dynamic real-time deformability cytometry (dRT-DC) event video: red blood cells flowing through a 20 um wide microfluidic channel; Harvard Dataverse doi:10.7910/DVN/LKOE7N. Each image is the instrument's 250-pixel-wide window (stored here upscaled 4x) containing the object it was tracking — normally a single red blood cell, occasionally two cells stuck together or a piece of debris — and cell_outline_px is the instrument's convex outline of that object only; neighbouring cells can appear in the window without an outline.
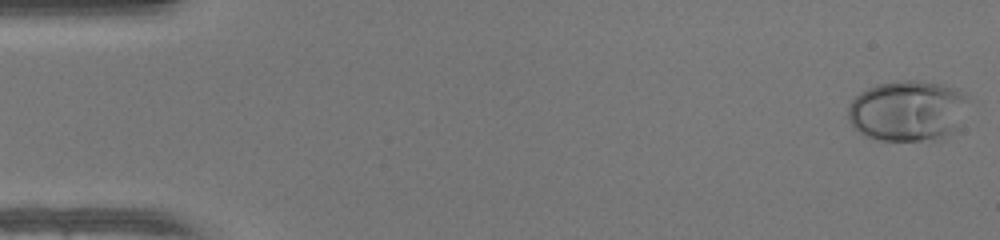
{"species": "human", "species_latin": "Homo sapiens", "temperature_condition": "warm", "stored_images_in_passage": 49, "camera_frame_rate_fps": 3000, "um_per_image_px": 0.085, "donor": {"sex": "female"}, "frame": {"image": 1, "passage_image": 1, "time_ms": 0.0, "image_size_px": [1000, 240], "cell_outline_px": [[968, 96], [956, 132], [940, 140], [876, 140], [864, 136], [848, 120], [848, 104], [860, 92], [876, 84], [900, 80], [916, 80], [940, 84], [956, 88]], "centroid_in_image_um": [77.13, 9.42], "position_along_channel_um": 7.9, "area_um2": 42.83}}
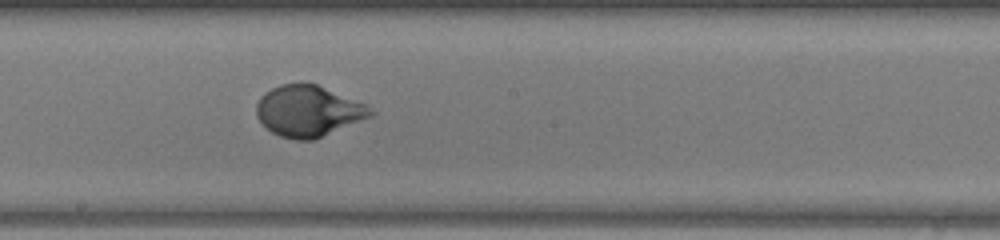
{"frame": {"image": 2, "passage_image": 27, "time_ms": 8.667, "image_size_px": [1000, 240], "cell_outline_px": [[376, 112], [372, 116], [312, 140], [296, 140], [280, 136], [272, 132], [256, 116], [256, 104], [260, 96], [272, 88], [280, 84], [300, 80], [304, 80], [316, 84], [364, 104]], "centroid_in_image_um": [26.16, 9.4], "position_along_channel_um": 222.0, "area_um2": 33.93}}
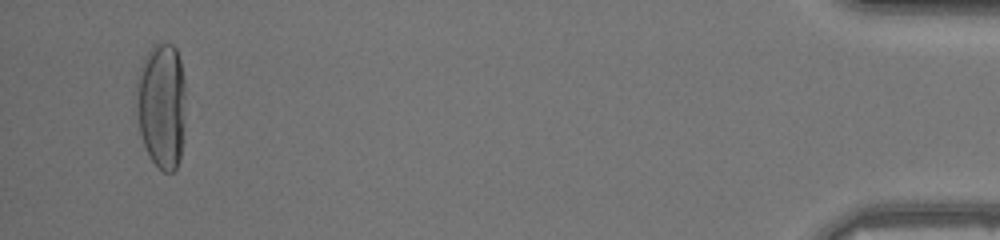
{"frame": {"image": 3, "passage_image": 47, "time_ms": 15.333, "image_size_px": [1000, 240], "cell_outline_px": [[184, 120], [180, 156], [176, 168], [172, 172], [164, 172], [152, 160], [144, 144], [140, 132], [136, 104], [136, 76], [148, 52], [160, 40], [172, 44], [176, 48], [180, 60], [184, 80]], "centroid_in_image_um": [13.73, 8.92], "position_along_channel_um": 421.5, "area_um2": 36.01}, "authors_computed_cell_mechanics": {"area_um2": 33.9286, "velocity_mm_per_s": 4.2457, "shape_relaxation_time_tau1_ms": 4.0626, "shape_relaxation_time_tau2_ms": null, "deformation_change_tau1": 0.2286, "deformation_change_tau2": null}}